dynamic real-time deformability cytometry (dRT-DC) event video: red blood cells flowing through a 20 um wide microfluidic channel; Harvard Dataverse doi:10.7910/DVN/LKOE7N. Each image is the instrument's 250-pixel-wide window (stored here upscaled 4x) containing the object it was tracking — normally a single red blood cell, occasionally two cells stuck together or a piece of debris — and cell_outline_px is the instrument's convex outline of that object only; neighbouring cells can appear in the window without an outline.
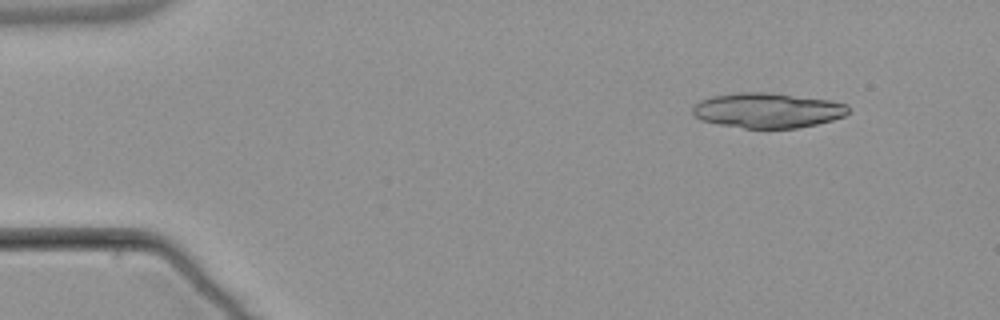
{"species": "common noctule bat (a hibernating species)", "species_latin": "Nyctalus noctula", "temperature_condition": "warm", "stored_images_in_passage": 4, "camera_frame_rate_fps": 3000, "um_per_image_px": 0.085, "animal": {"sex": "male", "body_mass_g": 21.5, "forearm_length_mm": 52.0}, "frame": {"image": 1, "passage_image": 1, "time_ms": 0.0, "image_size_px": [1000, 320], "cell_outline_px": [[848, 112], [844, 116], [832, 120], [816, 124], [796, 128], [744, 128], [720, 124], [700, 120], [692, 116], [692, 108], [700, 100], [712, 96], [736, 92], [768, 92], [832, 100], [848, 104]], "centroid_in_image_um": [65.23, 9.37], "position_along_channel_um": 19.8, "area_um2": 31.96}}